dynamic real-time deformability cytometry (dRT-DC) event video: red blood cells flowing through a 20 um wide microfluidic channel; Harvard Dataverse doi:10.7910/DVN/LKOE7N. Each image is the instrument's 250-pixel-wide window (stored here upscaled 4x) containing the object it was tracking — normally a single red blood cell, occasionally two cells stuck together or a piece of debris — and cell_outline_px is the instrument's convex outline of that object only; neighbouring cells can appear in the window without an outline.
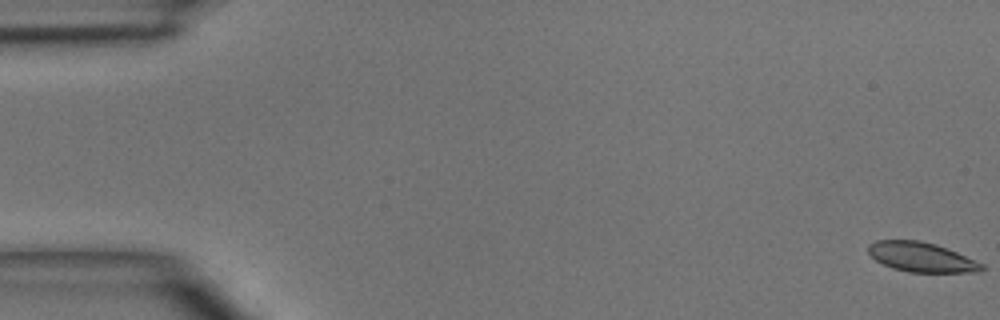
{"species": "common noctule bat (a hibernating species)", "species_latin": "Nyctalus noctula", "temperature_condition": "room temperature", "stored_images_in_passage": 8, "camera_frame_rate_fps": 3000, "um_per_image_px": 0.085, "animal": {"sex": "male", "body_mass_g": 15.6}, "frame": {"image": 1, "passage_image": 1, "time_ms": 0.0, "image_size_px": [1000, 320], "cell_outline_px": [[984, 268], [980, 272], [908, 272], [892, 268], [876, 260], [868, 252], [868, 244], [876, 240], [920, 240], [936, 244], [956, 252], [984, 264]], "centroid_in_image_um": [78.31, 21.85], "position_along_channel_um": 6.7, "area_um2": 19.54}}
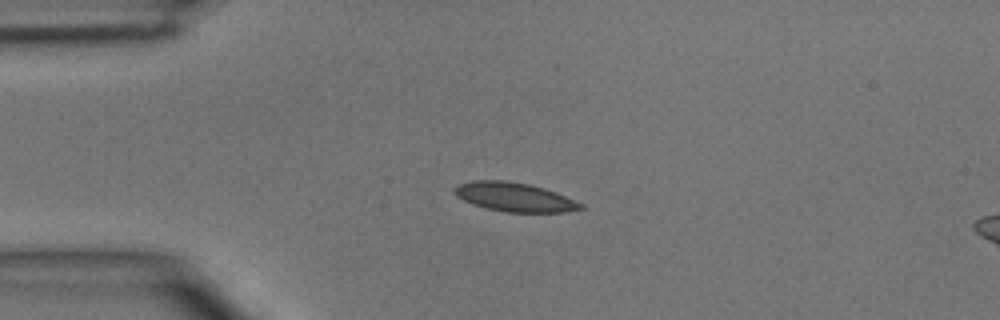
{"frame": {"image": 2, "passage_image": 4, "time_ms": 3.667, "image_size_px": [1000, 320], "cell_outline_px": [[584, 208], [564, 212], [504, 212], [472, 204], [456, 196], [452, 192], [452, 188], [456, 184], [472, 180], [508, 180], [528, 184], [544, 188], [556, 192], [584, 204]], "centroid_in_image_um": [43.68, 16.73], "position_along_channel_um": 41.3, "area_um2": 21.5}}
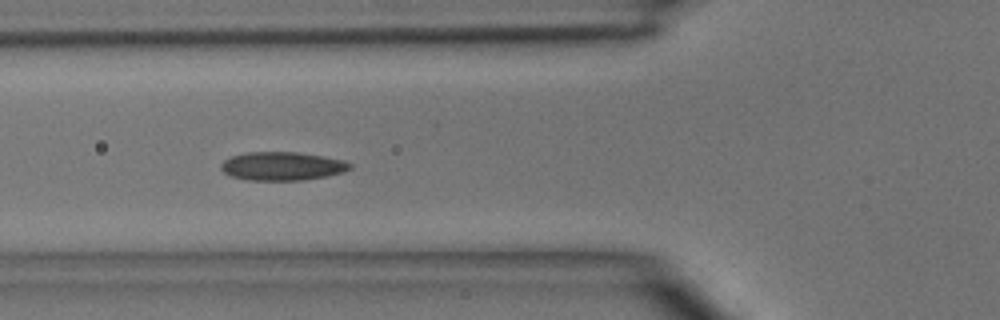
{"frame": {"image": 3, "passage_image": 6, "time_ms": 5.667, "image_size_px": [1000, 320], "cell_outline_px": [[352, 168], [344, 172], [304, 180], [248, 180], [232, 176], [224, 172], [220, 168], [220, 164], [224, 160], [232, 156], [248, 152], [296, 152], [324, 156], [344, 160], [352, 164]], "centroid_in_image_um": [24.0, 14.12], "position_along_channel_um": 101.8, "area_um2": 21.39}}